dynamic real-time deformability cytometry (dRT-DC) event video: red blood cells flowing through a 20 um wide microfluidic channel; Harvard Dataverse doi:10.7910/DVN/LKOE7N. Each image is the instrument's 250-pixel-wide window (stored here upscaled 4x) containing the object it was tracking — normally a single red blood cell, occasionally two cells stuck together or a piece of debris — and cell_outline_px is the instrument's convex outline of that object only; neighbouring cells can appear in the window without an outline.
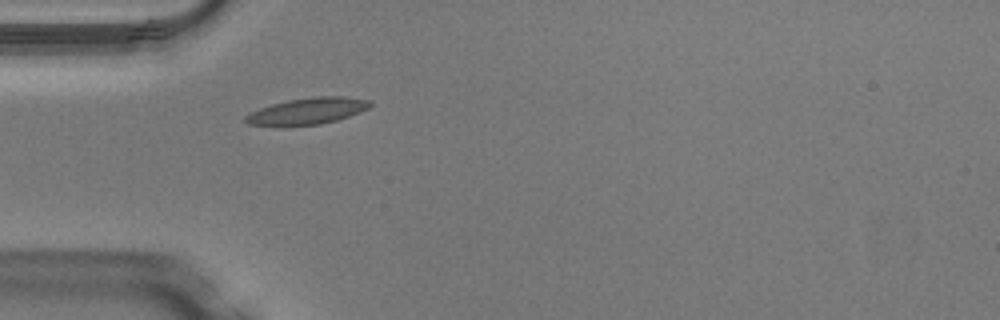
{"species": "Egyptian fruit bat (a non-hibernating species)", "species_latin": "Rousettus aegyptiacus", "temperature_condition": "warm", "stored_images_in_passage": 36, "camera_frame_rate_fps": 3000, "um_per_image_px": 0.085, "animal": {"sex": "male"}, "frame": {"image": 1, "passage_image": 2, "time_ms": 0.333, "image_size_px": [1000, 320], "cell_outline_px": [[372, 104], [368, 108], [360, 112], [336, 120], [320, 124], [280, 128], [248, 124], [244, 120], [244, 116], [260, 108], [272, 104], [288, 100], [316, 96], [344, 96], [372, 100]], "centroid_in_image_um": [26.09, 9.47], "position_along_channel_um": 58.9, "area_um2": 19.71}}
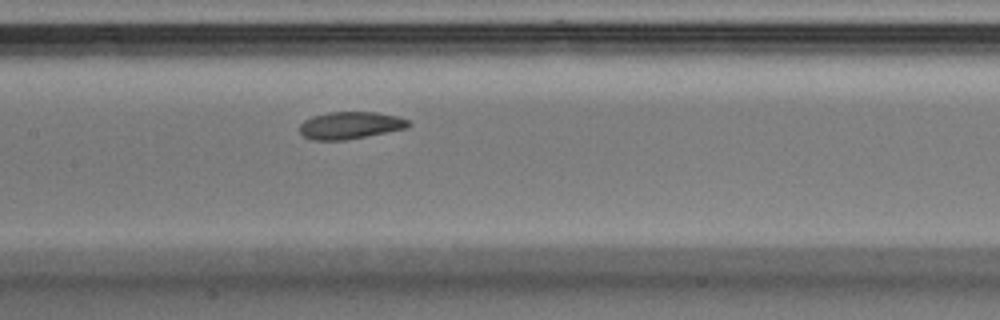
{"frame": {"image": 2, "passage_image": 11, "time_ms": 3.333, "image_size_px": [1000, 320], "cell_outline_px": [[412, 124], [408, 128], [344, 140], [312, 140], [304, 136], [300, 132], [300, 124], [304, 120], [312, 116], [328, 112], [376, 112], [396, 116], [408, 120]], "centroid_in_image_um": [29.77, 10.65], "position_along_channel_um": 177.6, "area_um2": 17.22}}
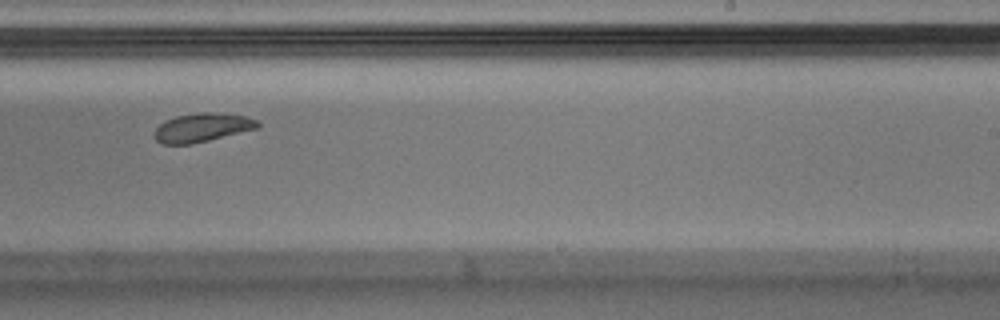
{"frame": {"image": 3, "passage_image": 18, "time_ms": 5.667, "image_size_px": [1000, 320], "cell_outline_px": [[260, 124], [256, 128], [192, 144], [164, 144], [156, 140], [156, 128], [164, 120], [176, 116], [200, 112], [212, 112], [244, 116], [256, 120]], "centroid_in_image_um": [17.15, 10.83], "position_along_channel_um": 271.9, "area_um2": 16.88}, "authors_computed_cell_mechanics": {"area_um2": 18.5538, "velocity_mm_per_s": 4.0479, "shape_relaxation_time_tau1_ms": null, "shape_relaxation_time_tau2_ms": 5.7201, "deformation_change_tau1": null, "deformation_change_tau2": 0.1148}}